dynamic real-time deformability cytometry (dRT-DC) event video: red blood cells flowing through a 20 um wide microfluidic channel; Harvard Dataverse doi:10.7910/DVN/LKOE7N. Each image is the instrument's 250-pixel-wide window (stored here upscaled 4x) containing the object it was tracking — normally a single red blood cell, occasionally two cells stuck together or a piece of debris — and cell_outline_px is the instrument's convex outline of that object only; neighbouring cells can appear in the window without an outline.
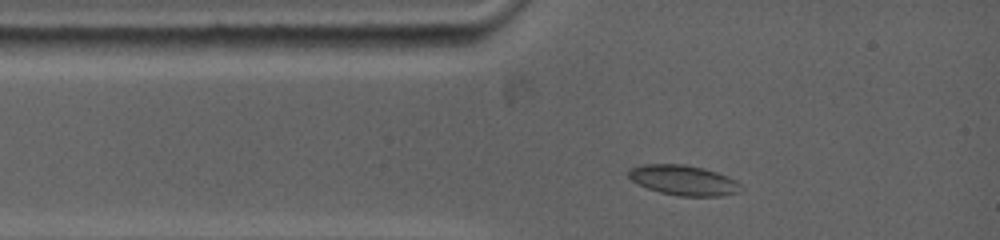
{"species": "common noctule bat (a hibernating species)", "species_latin": "Nyctalus noctula", "temperature_condition": "warm", "stored_images_in_passage": 3, "camera_frame_rate_fps": 5000, "um_per_image_px": 0.085, "animal": {"sex": "female", "body_mass_g": 19.0, "forearm_length_mm": 53.3}, "frame": {"image": 1, "passage_image": 2, "time_ms": 0.8, "image_size_px": [1000, 240], "cell_outline_px": [[744, 188], [740, 192], [720, 196], [680, 196], [660, 192], [636, 184], [628, 176], [628, 168], [644, 164], [684, 164], [704, 168], [728, 176], [736, 180]], "centroid_in_image_um": [58.11, 15.32], "position_along_channel_um": 26.9, "area_um2": 19.88}}